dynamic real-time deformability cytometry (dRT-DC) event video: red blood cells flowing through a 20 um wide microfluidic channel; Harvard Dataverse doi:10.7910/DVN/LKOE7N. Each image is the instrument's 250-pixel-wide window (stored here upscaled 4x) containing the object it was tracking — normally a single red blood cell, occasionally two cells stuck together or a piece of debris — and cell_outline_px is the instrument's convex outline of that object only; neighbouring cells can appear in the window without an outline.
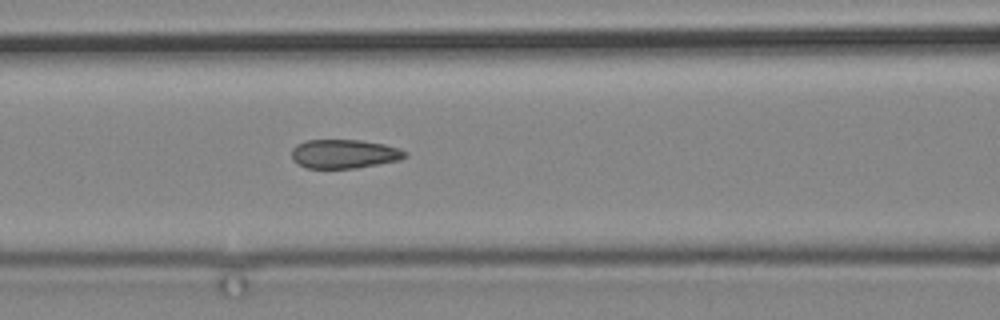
{"species": "common noctule bat (a hibernating species)", "species_latin": "Nyctalus noctula", "temperature_condition": "cold", "stored_images_in_passage": 4, "camera_frame_rate_fps": 3000, "um_per_image_px": 0.085, "animal": {"sex": "male", "body_mass_g": 19.2, "forearm_length_mm": 51.8}, "frame": {"image": 1, "passage_image": 4, "time_ms": 3.333, "image_size_px": [1000, 320], "cell_outline_px": [[408, 156], [400, 160], [356, 168], [308, 168], [296, 164], [292, 160], [292, 148], [296, 144], [308, 140], [360, 140], [384, 144], [400, 148], [408, 152]], "centroid_in_image_um": [29.27, 13.08], "position_along_channel_um": 137.3, "area_um2": 19.31}}